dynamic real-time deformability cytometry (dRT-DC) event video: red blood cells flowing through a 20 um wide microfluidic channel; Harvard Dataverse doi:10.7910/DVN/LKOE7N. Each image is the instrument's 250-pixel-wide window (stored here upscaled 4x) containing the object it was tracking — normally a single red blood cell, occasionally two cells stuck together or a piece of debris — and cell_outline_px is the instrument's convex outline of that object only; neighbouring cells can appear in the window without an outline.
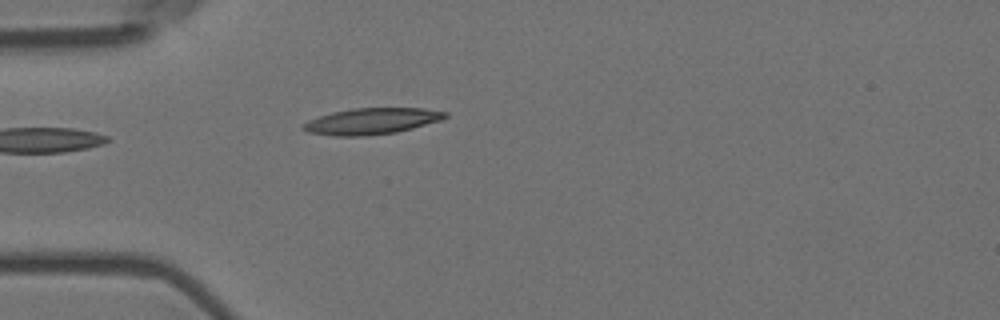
{"species": "Egyptian fruit bat (a non-hibernating species)", "species_latin": "Rousettus aegyptiacus", "temperature_condition": "room temperature", "stored_images_in_passage": 4, "camera_frame_rate_fps": 3000, "um_per_image_px": 0.085, "animal": {"sex": "female"}, "frame": {"image": 1, "passage_image": 4, "time_ms": 1.0, "image_size_px": [1000, 320], "cell_outline_px": [[448, 116], [440, 120], [412, 128], [396, 132], [368, 136], [336, 136], [308, 132], [300, 128], [308, 120], [332, 112], [352, 108], [424, 108], [448, 112]], "centroid_in_image_um": [31.59, 10.3], "position_along_channel_um": 53.4, "area_um2": 21.68}}